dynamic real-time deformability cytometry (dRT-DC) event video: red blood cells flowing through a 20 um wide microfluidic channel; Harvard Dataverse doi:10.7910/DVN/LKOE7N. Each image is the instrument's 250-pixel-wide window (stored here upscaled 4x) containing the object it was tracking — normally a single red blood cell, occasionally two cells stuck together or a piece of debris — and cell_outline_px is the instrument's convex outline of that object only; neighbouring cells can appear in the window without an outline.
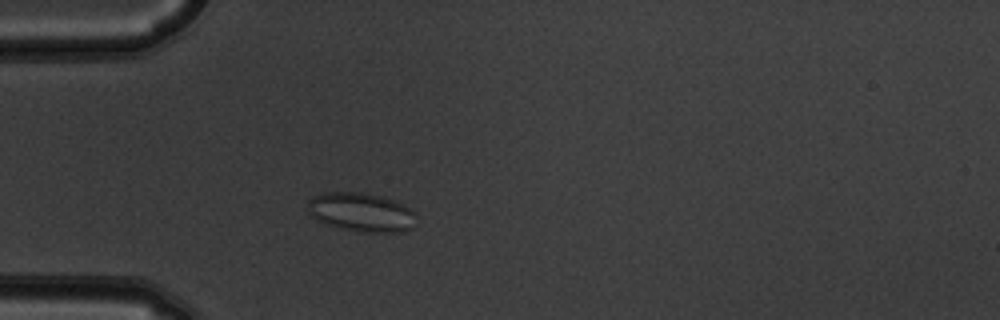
{"species": "common noctule bat (a hibernating species)", "species_latin": "Nyctalus noctula", "temperature_condition": "warm", "stored_images_in_passage": 3, "camera_frame_rate_fps": 3000, "um_per_image_px": 0.085, "animal": {"sex": "male", "body_mass_g": 19.5, "forearm_length_mm": 54.6}, "frame": {"image": 1, "passage_image": 3, "time_ms": 0.667, "image_size_px": [1000, 320], "cell_outline_px": [[416, 216], [412, 228], [400, 232], [364, 232], [340, 228], [316, 220], [308, 212], [308, 200], [312, 196], [324, 192], [360, 192], [380, 196], [392, 200], [416, 212]], "centroid_in_image_um": [30.68, 18.03], "position_along_channel_um": 54.3, "area_um2": 24.51}}